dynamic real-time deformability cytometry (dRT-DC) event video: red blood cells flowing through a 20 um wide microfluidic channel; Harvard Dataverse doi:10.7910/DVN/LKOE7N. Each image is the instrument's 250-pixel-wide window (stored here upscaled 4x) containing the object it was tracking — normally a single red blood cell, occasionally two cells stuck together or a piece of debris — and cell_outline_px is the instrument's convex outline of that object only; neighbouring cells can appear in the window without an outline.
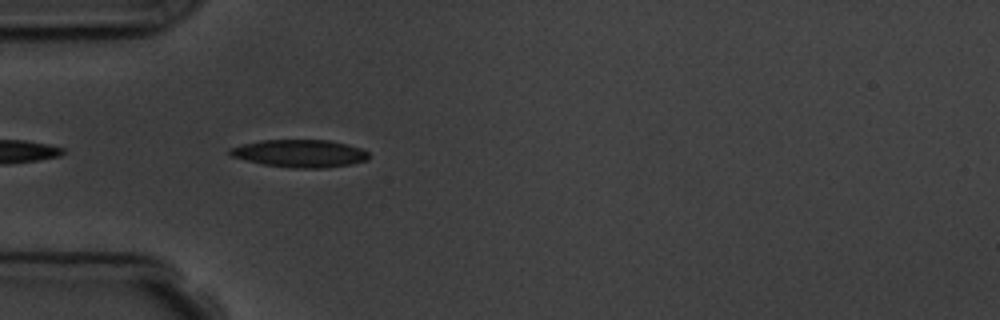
{"species": "common noctule bat (a hibernating species)", "species_latin": "Nyctalus noctula", "temperature_condition": "room temperature", "stored_images_in_passage": 5, "camera_frame_rate_fps": 3000, "um_per_image_px": 0.085, "animal": {"sex": "male", "body_mass_g": 19.5, "forearm_length_mm": 54.6}, "frame": {"image": 1, "passage_image": 5, "time_ms": 4.333, "image_size_px": [1000, 320], "cell_outline_px": [[368, 160], [352, 164], [324, 168], [292, 168], [264, 164], [232, 156], [228, 152], [228, 148], [260, 140], [328, 140], [348, 144], [360, 148], [368, 152]], "centroid_in_image_um": [25.51, 13.04], "position_along_channel_um": 59.5, "area_um2": 22.25}}